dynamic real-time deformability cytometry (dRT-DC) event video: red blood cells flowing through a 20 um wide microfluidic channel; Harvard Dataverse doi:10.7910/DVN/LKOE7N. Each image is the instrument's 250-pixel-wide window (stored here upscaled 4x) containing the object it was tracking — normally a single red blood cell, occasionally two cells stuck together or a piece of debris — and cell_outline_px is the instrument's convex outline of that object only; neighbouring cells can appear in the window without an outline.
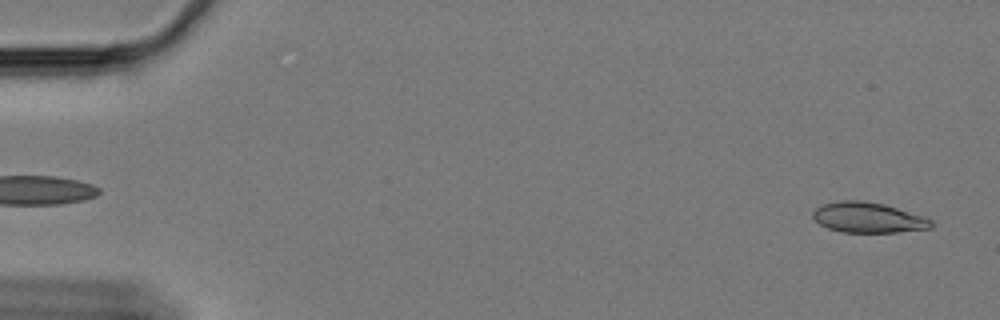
{"species": "Egyptian fruit bat (a non-hibernating species)", "species_latin": "Rousettus aegyptiacus", "temperature_condition": "cold", "stored_images_in_passage": 15, "camera_frame_rate_fps": 3000, "um_per_image_px": 0.085, "animal": {"sex": "female"}, "frame": {"image": 1, "passage_image": 2, "time_ms": 0.333, "image_size_px": [1000, 320], "cell_outline_px": [[932, 228], [896, 232], [840, 232], [828, 228], [820, 224], [812, 216], [812, 212], [816, 208], [824, 204], [836, 200], [864, 200], [884, 204], [924, 216], [932, 220]], "centroid_in_image_um": [73.78, 18.48], "position_along_channel_um": 11.2, "area_um2": 20.98}}